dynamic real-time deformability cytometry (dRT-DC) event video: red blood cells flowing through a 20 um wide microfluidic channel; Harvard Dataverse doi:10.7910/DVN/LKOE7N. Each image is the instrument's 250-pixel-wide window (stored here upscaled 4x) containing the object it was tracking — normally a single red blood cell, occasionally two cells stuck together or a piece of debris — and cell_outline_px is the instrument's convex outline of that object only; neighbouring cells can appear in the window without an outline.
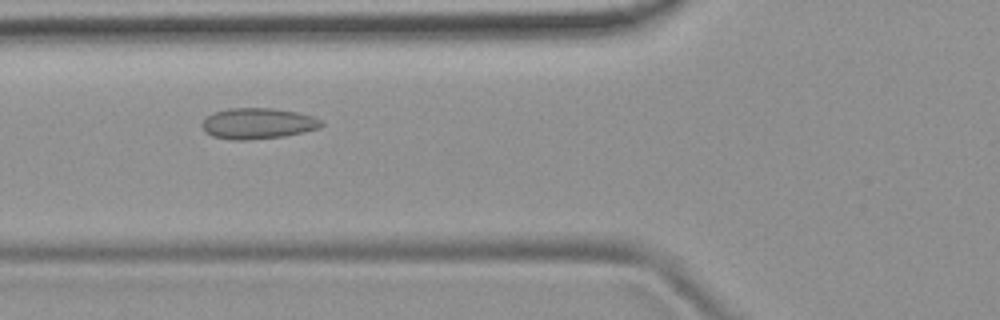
{"species": "common noctule bat (a hibernating species)", "species_latin": "Nyctalus noctula", "temperature_condition": "room temperature", "stored_images_in_passage": 50, "camera_frame_rate_fps": 3000, "um_per_image_px": 0.085, "animal": {"sex": "female", "body_mass_g": 19.9}, "frame": {"image": 1, "passage_image": 17, "time_ms": 5.333, "image_size_px": [1000, 320], "cell_outline_px": [[324, 124], [320, 128], [304, 132], [284, 136], [248, 140], [232, 140], [212, 136], [204, 132], [200, 124], [212, 112], [228, 108], [272, 108], [296, 112], [312, 116], [320, 120]], "centroid_in_image_um": [21.88, 10.5], "position_along_channel_um": 103.9, "area_um2": 21.62}}
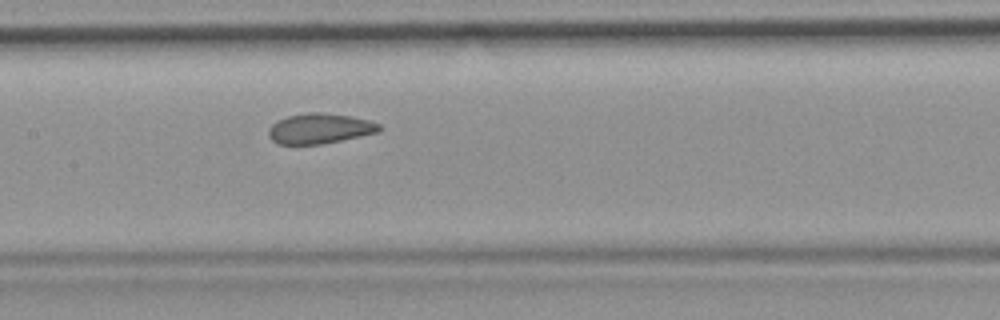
{"frame": {"image": 2, "passage_image": 23, "time_ms": 7.333, "image_size_px": [1000, 320], "cell_outline_px": [[380, 132], [320, 144], [280, 144], [272, 140], [268, 136], [268, 128], [276, 120], [288, 116], [308, 112], [324, 112], [348, 116], [368, 120], [380, 124]], "centroid_in_image_um": [27.14, 10.92], "position_along_channel_um": 180.3, "area_um2": 19.42}}
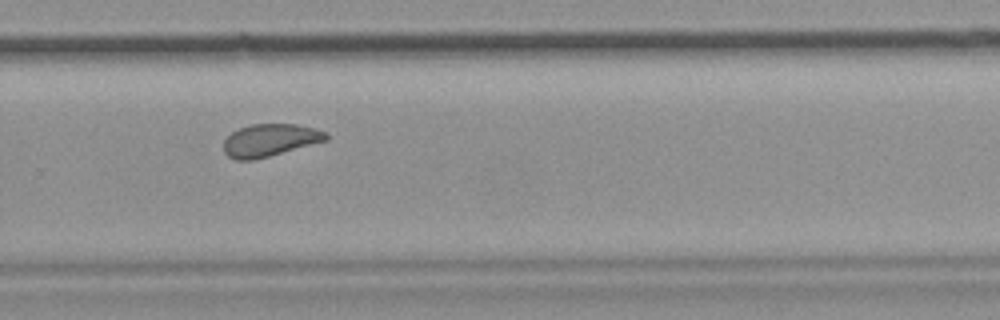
{"frame": {"image": 3, "passage_image": 33, "time_ms": 10.667, "image_size_px": [1000, 320], "cell_outline_px": [[328, 140], [256, 160], [236, 160], [228, 156], [224, 152], [224, 140], [232, 132], [240, 128], [252, 124], [296, 124], [328, 132]], "centroid_in_image_um": [22.95, 11.93], "position_along_channel_um": 306.9, "area_um2": 19.42}, "authors_computed_cell_mechanics": {"area_um2": 20.1144, "velocity_mm_per_s": 3.8171, "shape_relaxation_time_tau1_ms": null, "shape_relaxation_time_tau2_ms": 1.0724, "deformation_change_tau1": null, "deformation_change_tau2": 0.054}}